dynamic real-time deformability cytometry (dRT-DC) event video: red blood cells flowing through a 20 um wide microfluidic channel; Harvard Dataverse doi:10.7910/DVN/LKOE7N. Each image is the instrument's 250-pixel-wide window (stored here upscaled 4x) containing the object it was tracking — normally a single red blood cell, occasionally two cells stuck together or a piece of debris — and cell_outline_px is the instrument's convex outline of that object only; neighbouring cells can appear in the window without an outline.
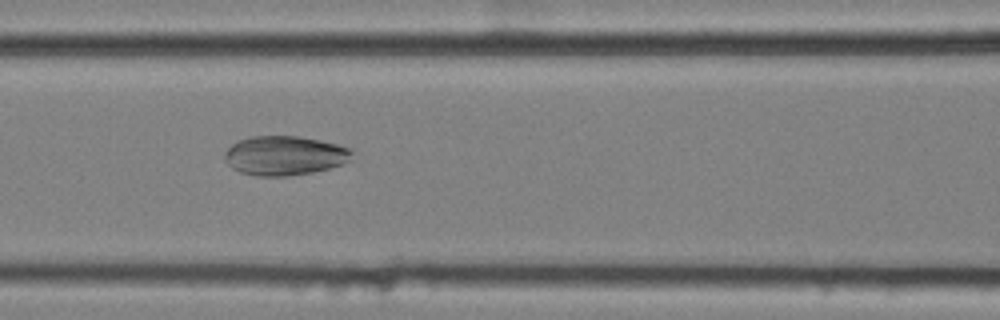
{"species": "common noctule bat (a hibernating species)", "species_latin": "Nyctalus noctula", "temperature_condition": "cold", "stored_images_in_passage": 52, "camera_frame_rate_fps": 3000, "um_per_image_px": 0.085, "animal": {"sex": "female", "body_mass_g": 25.1}, "frame": {"image": 1, "passage_image": 25, "time_ms": 8.0, "image_size_px": [1000, 320], "cell_outline_px": [[352, 160], [328, 168], [312, 172], [288, 176], [256, 176], [240, 172], [232, 168], [224, 160], [224, 152], [236, 140], [252, 136], [300, 136], [340, 144], [352, 148]], "centroid_in_image_um": [24.18, 13.21], "position_along_channel_um": 142.4, "area_um2": 29.48}}
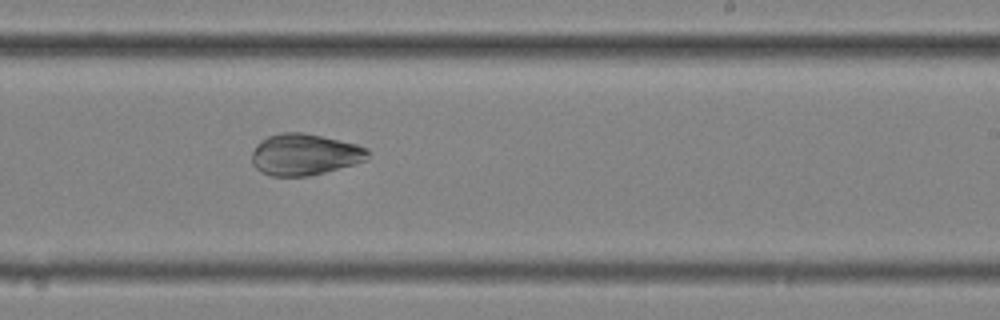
{"frame": {"image": 2, "passage_image": 35, "time_ms": 11.333, "image_size_px": [1000, 320], "cell_outline_px": [[368, 156], [364, 160], [352, 164], [324, 172], [308, 176], [272, 176], [260, 172], [252, 164], [252, 152], [256, 144], [260, 140], [268, 136], [280, 132], [304, 132], [356, 144], [368, 148]], "centroid_in_image_um": [25.83, 13.12], "position_along_channel_um": 263.2, "area_um2": 27.92}}
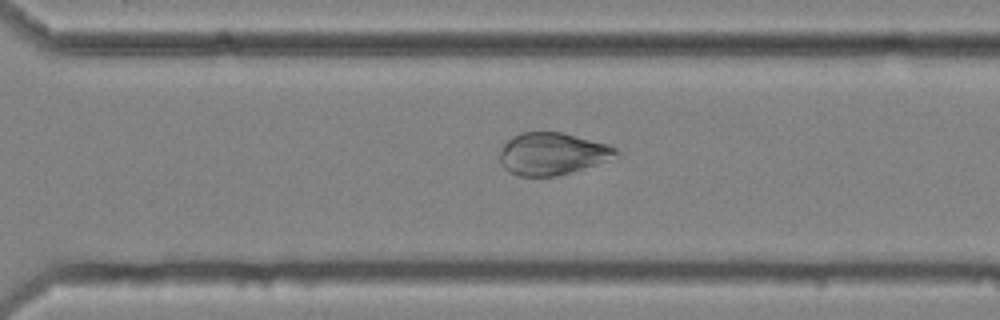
{"frame": {"image": 3, "passage_image": 40, "time_ms": 13.0, "image_size_px": [1000, 320], "cell_outline_px": [[620, 152], [608, 160], [596, 164], [556, 176], [520, 176], [508, 172], [500, 164], [500, 152], [504, 144], [512, 136], [520, 132], [560, 132], [608, 144], [616, 148]], "centroid_in_image_um": [46.9, 13.06], "position_along_channel_um": 323.7, "area_um2": 28.38}}